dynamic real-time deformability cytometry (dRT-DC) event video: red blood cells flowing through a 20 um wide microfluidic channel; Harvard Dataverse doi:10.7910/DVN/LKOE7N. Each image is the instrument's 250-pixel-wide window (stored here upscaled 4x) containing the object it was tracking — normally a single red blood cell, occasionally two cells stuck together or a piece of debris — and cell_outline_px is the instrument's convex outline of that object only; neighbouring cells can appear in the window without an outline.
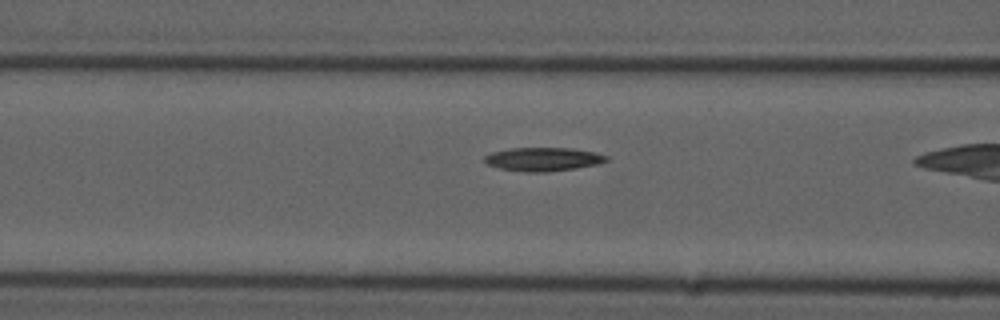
{"species": "common noctule bat (a hibernating species)", "species_latin": "Nyctalus noctula", "temperature_condition": "cold", "stored_images_in_passage": 23, "camera_frame_rate_fps": 3000, "um_per_image_px": 0.085, "animal": {"sex": "male", "forearm_length_mm": 52.5}, "frame": {"image": 1, "passage_image": 14, "time_ms": 4.333, "image_size_px": [1000, 320], "cell_outline_px": [[608, 160], [596, 164], [576, 168], [544, 172], [524, 172], [500, 168], [488, 164], [484, 160], [484, 156], [492, 152], [512, 148], [572, 148], [596, 152], [608, 156]], "centroid_in_image_um": [46.18, 13.53], "position_along_channel_um": 120.4, "area_um2": 16.65}}
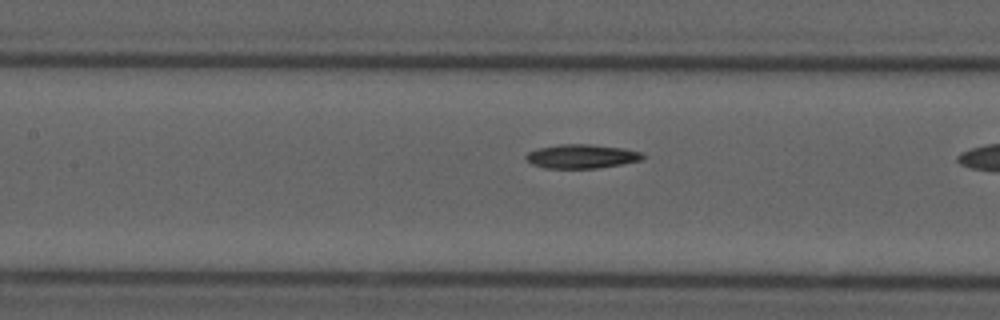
{"frame": {"image": 2, "passage_image": 17, "time_ms": 5.333, "image_size_px": [1000, 320], "cell_outline_px": [[644, 156], [640, 160], [620, 164], [596, 168], [544, 168], [532, 164], [524, 156], [528, 152], [536, 148], [560, 144], [592, 144], [624, 148], [640, 152]], "centroid_in_image_um": [49.39, 13.28], "position_along_channel_um": 158.0, "area_um2": 16.24}}
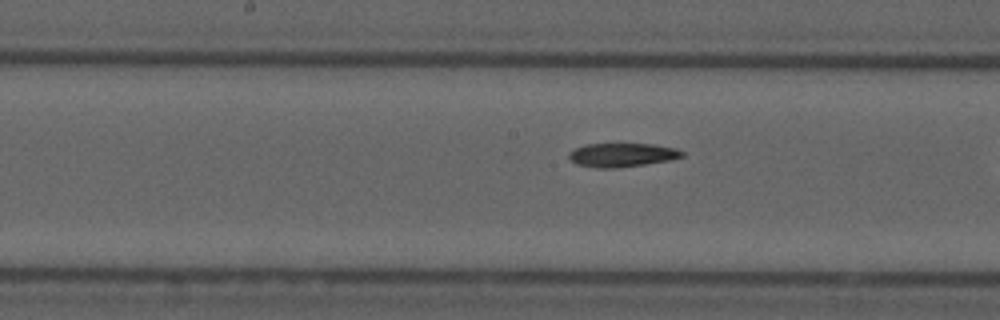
{"frame": {"image": 3, "passage_image": 20, "time_ms": 6.333, "image_size_px": [1000, 320], "cell_outline_px": [[684, 156], [672, 160], [616, 168], [596, 168], [576, 164], [568, 160], [568, 152], [584, 144], [652, 144], [676, 148], [684, 152]], "centroid_in_image_um": [52.85, 13.17], "position_along_channel_um": 195.4, "area_um2": 15.84}}